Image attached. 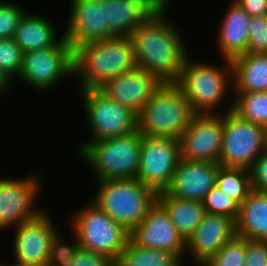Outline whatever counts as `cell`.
<instances>
[{
  "label": "cell",
  "mask_w": 267,
  "mask_h": 266,
  "mask_svg": "<svg viewBox=\"0 0 267 266\" xmlns=\"http://www.w3.org/2000/svg\"><path fill=\"white\" fill-rule=\"evenodd\" d=\"M1 92L4 93L5 91L0 87V93H1Z\"/></svg>",
  "instance_id": "obj_43"
},
{
  "label": "cell",
  "mask_w": 267,
  "mask_h": 266,
  "mask_svg": "<svg viewBox=\"0 0 267 266\" xmlns=\"http://www.w3.org/2000/svg\"><path fill=\"white\" fill-rule=\"evenodd\" d=\"M226 66L219 67L205 62H191L188 58L176 82L185 93L197 114L218 113L217 105L227 96L232 86L231 60L223 59ZM230 83V84H229Z\"/></svg>",
  "instance_id": "obj_6"
},
{
  "label": "cell",
  "mask_w": 267,
  "mask_h": 266,
  "mask_svg": "<svg viewBox=\"0 0 267 266\" xmlns=\"http://www.w3.org/2000/svg\"><path fill=\"white\" fill-rule=\"evenodd\" d=\"M236 235L251 240L267 241V193L252 189L239 206L235 221Z\"/></svg>",
  "instance_id": "obj_23"
},
{
  "label": "cell",
  "mask_w": 267,
  "mask_h": 266,
  "mask_svg": "<svg viewBox=\"0 0 267 266\" xmlns=\"http://www.w3.org/2000/svg\"><path fill=\"white\" fill-rule=\"evenodd\" d=\"M235 235L233 219L206 212L193 234L186 240V252L190 253L189 257H192L197 266H201Z\"/></svg>",
  "instance_id": "obj_20"
},
{
  "label": "cell",
  "mask_w": 267,
  "mask_h": 266,
  "mask_svg": "<svg viewBox=\"0 0 267 266\" xmlns=\"http://www.w3.org/2000/svg\"><path fill=\"white\" fill-rule=\"evenodd\" d=\"M51 21L41 14H27L21 18L16 27L13 40L21 47L23 53L59 46L65 41L64 34L58 39Z\"/></svg>",
  "instance_id": "obj_22"
},
{
  "label": "cell",
  "mask_w": 267,
  "mask_h": 266,
  "mask_svg": "<svg viewBox=\"0 0 267 266\" xmlns=\"http://www.w3.org/2000/svg\"><path fill=\"white\" fill-rule=\"evenodd\" d=\"M74 235V242L71 244L63 243L60 232L53 237L50 245V255L48 263L52 266H72L77 251L80 249V243L77 236ZM62 240V241H61Z\"/></svg>",
  "instance_id": "obj_32"
},
{
  "label": "cell",
  "mask_w": 267,
  "mask_h": 266,
  "mask_svg": "<svg viewBox=\"0 0 267 266\" xmlns=\"http://www.w3.org/2000/svg\"><path fill=\"white\" fill-rule=\"evenodd\" d=\"M143 23L130 35L137 66L163 82H177L188 58L179 30L166 16Z\"/></svg>",
  "instance_id": "obj_1"
},
{
  "label": "cell",
  "mask_w": 267,
  "mask_h": 266,
  "mask_svg": "<svg viewBox=\"0 0 267 266\" xmlns=\"http://www.w3.org/2000/svg\"><path fill=\"white\" fill-rule=\"evenodd\" d=\"M11 83L12 82L0 70V87L4 91H7L6 89H10Z\"/></svg>",
  "instance_id": "obj_39"
},
{
  "label": "cell",
  "mask_w": 267,
  "mask_h": 266,
  "mask_svg": "<svg viewBox=\"0 0 267 266\" xmlns=\"http://www.w3.org/2000/svg\"><path fill=\"white\" fill-rule=\"evenodd\" d=\"M232 107L233 101L228 111L223 113V139L218 163L221 167L249 170L264 153V128L241 118Z\"/></svg>",
  "instance_id": "obj_8"
},
{
  "label": "cell",
  "mask_w": 267,
  "mask_h": 266,
  "mask_svg": "<svg viewBox=\"0 0 267 266\" xmlns=\"http://www.w3.org/2000/svg\"><path fill=\"white\" fill-rule=\"evenodd\" d=\"M112 260L106 256L80 248L72 261V266H109Z\"/></svg>",
  "instance_id": "obj_37"
},
{
  "label": "cell",
  "mask_w": 267,
  "mask_h": 266,
  "mask_svg": "<svg viewBox=\"0 0 267 266\" xmlns=\"http://www.w3.org/2000/svg\"><path fill=\"white\" fill-rule=\"evenodd\" d=\"M23 62L21 47L12 39H0V70L11 81L17 77Z\"/></svg>",
  "instance_id": "obj_31"
},
{
  "label": "cell",
  "mask_w": 267,
  "mask_h": 266,
  "mask_svg": "<svg viewBox=\"0 0 267 266\" xmlns=\"http://www.w3.org/2000/svg\"><path fill=\"white\" fill-rule=\"evenodd\" d=\"M35 266H52L50 263H46V264H43V265H35Z\"/></svg>",
  "instance_id": "obj_42"
},
{
  "label": "cell",
  "mask_w": 267,
  "mask_h": 266,
  "mask_svg": "<svg viewBox=\"0 0 267 266\" xmlns=\"http://www.w3.org/2000/svg\"><path fill=\"white\" fill-rule=\"evenodd\" d=\"M232 110L254 124H267V91L236 93Z\"/></svg>",
  "instance_id": "obj_28"
},
{
  "label": "cell",
  "mask_w": 267,
  "mask_h": 266,
  "mask_svg": "<svg viewBox=\"0 0 267 266\" xmlns=\"http://www.w3.org/2000/svg\"><path fill=\"white\" fill-rule=\"evenodd\" d=\"M197 113L176 82H163L137 114L142 136L179 139Z\"/></svg>",
  "instance_id": "obj_3"
},
{
  "label": "cell",
  "mask_w": 267,
  "mask_h": 266,
  "mask_svg": "<svg viewBox=\"0 0 267 266\" xmlns=\"http://www.w3.org/2000/svg\"><path fill=\"white\" fill-rule=\"evenodd\" d=\"M250 17L267 15V0H234Z\"/></svg>",
  "instance_id": "obj_38"
},
{
  "label": "cell",
  "mask_w": 267,
  "mask_h": 266,
  "mask_svg": "<svg viewBox=\"0 0 267 266\" xmlns=\"http://www.w3.org/2000/svg\"><path fill=\"white\" fill-rule=\"evenodd\" d=\"M80 91L92 139L82 141L78 153L92 141L123 136L137 130V114L132 110L109 99L99 89Z\"/></svg>",
  "instance_id": "obj_9"
},
{
  "label": "cell",
  "mask_w": 267,
  "mask_h": 266,
  "mask_svg": "<svg viewBox=\"0 0 267 266\" xmlns=\"http://www.w3.org/2000/svg\"><path fill=\"white\" fill-rule=\"evenodd\" d=\"M25 13L16 4L0 1V39L13 38L16 27Z\"/></svg>",
  "instance_id": "obj_33"
},
{
  "label": "cell",
  "mask_w": 267,
  "mask_h": 266,
  "mask_svg": "<svg viewBox=\"0 0 267 266\" xmlns=\"http://www.w3.org/2000/svg\"><path fill=\"white\" fill-rule=\"evenodd\" d=\"M202 204L208 213L223 215L236 221L239 204L216 185L205 195Z\"/></svg>",
  "instance_id": "obj_30"
},
{
  "label": "cell",
  "mask_w": 267,
  "mask_h": 266,
  "mask_svg": "<svg viewBox=\"0 0 267 266\" xmlns=\"http://www.w3.org/2000/svg\"><path fill=\"white\" fill-rule=\"evenodd\" d=\"M109 266H121L117 261H112Z\"/></svg>",
  "instance_id": "obj_41"
},
{
  "label": "cell",
  "mask_w": 267,
  "mask_h": 266,
  "mask_svg": "<svg viewBox=\"0 0 267 266\" xmlns=\"http://www.w3.org/2000/svg\"><path fill=\"white\" fill-rule=\"evenodd\" d=\"M263 128H264V139H265V150H264V153L267 154V124Z\"/></svg>",
  "instance_id": "obj_40"
},
{
  "label": "cell",
  "mask_w": 267,
  "mask_h": 266,
  "mask_svg": "<svg viewBox=\"0 0 267 266\" xmlns=\"http://www.w3.org/2000/svg\"><path fill=\"white\" fill-rule=\"evenodd\" d=\"M161 83L156 76L137 67L108 80L98 89L109 99L138 114Z\"/></svg>",
  "instance_id": "obj_18"
},
{
  "label": "cell",
  "mask_w": 267,
  "mask_h": 266,
  "mask_svg": "<svg viewBox=\"0 0 267 266\" xmlns=\"http://www.w3.org/2000/svg\"><path fill=\"white\" fill-rule=\"evenodd\" d=\"M121 266H183V261L172 252L143 248L131 239L116 260Z\"/></svg>",
  "instance_id": "obj_26"
},
{
  "label": "cell",
  "mask_w": 267,
  "mask_h": 266,
  "mask_svg": "<svg viewBox=\"0 0 267 266\" xmlns=\"http://www.w3.org/2000/svg\"><path fill=\"white\" fill-rule=\"evenodd\" d=\"M180 160V142L173 137L142 136L136 179L157 194L164 192Z\"/></svg>",
  "instance_id": "obj_11"
},
{
  "label": "cell",
  "mask_w": 267,
  "mask_h": 266,
  "mask_svg": "<svg viewBox=\"0 0 267 266\" xmlns=\"http://www.w3.org/2000/svg\"><path fill=\"white\" fill-rule=\"evenodd\" d=\"M247 53H267V15L251 17Z\"/></svg>",
  "instance_id": "obj_34"
},
{
  "label": "cell",
  "mask_w": 267,
  "mask_h": 266,
  "mask_svg": "<svg viewBox=\"0 0 267 266\" xmlns=\"http://www.w3.org/2000/svg\"><path fill=\"white\" fill-rule=\"evenodd\" d=\"M216 186L240 205L252 190L249 170L220 167Z\"/></svg>",
  "instance_id": "obj_27"
},
{
  "label": "cell",
  "mask_w": 267,
  "mask_h": 266,
  "mask_svg": "<svg viewBox=\"0 0 267 266\" xmlns=\"http://www.w3.org/2000/svg\"><path fill=\"white\" fill-rule=\"evenodd\" d=\"M130 239L143 248L172 252L182 261L184 259L186 240L157 201L130 232Z\"/></svg>",
  "instance_id": "obj_15"
},
{
  "label": "cell",
  "mask_w": 267,
  "mask_h": 266,
  "mask_svg": "<svg viewBox=\"0 0 267 266\" xmlns=\"http://www.w3.org/2000/svg\"><path fill=\"white\" fill-rule=\"evenodd\" d=\"M222 139L223 113L196 114L179 138L180 158L218 163Z\"/></svg>",
  "instance_id": "obj_12"
},
{
  "label": "cell",
  "mask_w": 267,
  "mask_h": 266,
  "mask_svg": "<svg viewBox=\"0 0 267 266\" xmlns=\"http://www.w3.org/2000/svg\"><path fill=\"white\" fill-rule=\"evenodd\" d=\"M71 75H74L73 49L65 40L59 46L23 53L17 78L37 90L45 91Z\"/></svg>",
  "instance_id": "obj_10"
},
{
  "label": "cell",
  "mask_w": 267,
  "mask_h": 266,
  "mask_svg": "<svg viewBox=\"0 0 267 266\" xmlns=\"http://www.w3.org/2000/svg\"><path fill=\"white\" fill-rule=\"evenodd\" d=\"M246 238L235 235L201 266H244Z\"/></svg>",
  "instance_id": "obj_29"
},
{
  "label": "cell",
  "mask_w": 267,
  "mask_h": 266,
  "mask_svg": "<svg viewBox=\"0 0 267 266\" xmlns=\"http://www.w3.org/2000/svg\"><path fill=\"white\" fill-rule=\"evenodd\" d=\"M73 65V76H78L80 90L98 89L108 80L138 67L130 36H115L77 46L73 50Z\"/></svg>",
  "instance_id": "obj_2"
},
{
  "label": "cell",
  "mask_w": 267,
  "mask_h": 266,
  "mask_svg": "<svg viewBox=\"0 0 267 266\" xmlns=\"http://www.w3.org/2000/svg\"><path fill=\"white\" fill-rule=\"evenodd\" d=\"M39 176L30 178H0V230L28 221L41 211L35 207L41 189Z\"/></svg>",
  "instance_id": "obj_14"
},
{
  "label": "cell",
  "mask_w": 267,
  "mask_h": 266,
  "mask_svg": "<svg viewBox=\"0 0 267 266\" xmlns=\"http://www.w3.org/2000/svg\"><path fill=\"white\" fill-rule=\"evenodd\" d=\"M70 1V19L63 34L73 50L86 42L115 37L108 30L102 0Z\"/></svg>",
  "instance_id": "obj_17"
},
{
  "label": "cell",
  "mask_w": 267,
  "mask_h": 266,
  "mask_svg": "<svg viewBox=\"0 0 267 266\" xmlns=\"http://www.w3.org/2000/svg\"><path fill=\"white\" fill-rule=\"evenodd\" d=\"M244 266H267V241L246 239Z\"/></svg>",
  "instance_id": "obj_35"
},
{
  "label": "cell",
  "mask_w": 267,
  "mask_h": 266,
  "mask_svg": "<svg viewBox=\"0 0 267 266\" xmlns=\"http://www.w3.org/2000/svg\"><path fill=\"white\" fill-rule=\"evenodd\" d=\"M142 134H130L90 142L79 154L90 163L97 181L136 178Z\"/></svg>",
  "instance_id": "obj_5"
},
{
  "label": "cell",
  "mask_w": 267,
  "mask_h": 266,
  "mask_svg": "<svg viewBox=\"0 0 267 266\" xmlns=\"http://www.w3.org/2000/svg\"><path fill=\"white\" fill-rule=\"evenodd\" d=\"M48 214L41 211L34 218L15 227L14 258L16 263L8 266H35L48 263L50 245L57 234Z\"/></svg>",
  "instance_id": "obj_13"
},
{
  "label": "cell",
  "mask_w": 267,
  "mask_h": 266,
  "mask_svg": "<svg viewBox=\"0 0 267 266\" xmlns=\"http://www.w3.org/2000/svg\"><path fill=\"white\" fill-rule=\"evenodd\" d=\"M219 163L189 161L180 158L164 193L179 199L202 202L216 185Z\"/></svg>",
  "instance_id": "obj_19"
},
{
  "label": "cell",
  "mask_w": 267,
  "mask_h": 266,
  "mask_svg": "<svg viewBox=\"0 0 267 266\" xmlns=\"http://www.w3.org/2000/svg\"><path fill=\"white\" fill-rule=\"evenodd\" d=\"M71 220L80 248L116 261L130 239V231L115 222L94 202L83 206Z\"/></svg>",
  "instance_id": "obj_7"
},
{
  "label": "cell",
  "mask_w": 267,
  "mask_h": 266,
  "mask_svg": "<svg viewBox=\"0 0 267 266\" xmlns=\"http://www.w3.org/2000/svg\"><path fill=\"white\" fill-rule=\"evenodd\" d=\"M93 202L130 232L157 201V193L138 179L97 181Z\"/></svg>",
  "instance_id": "obj_4"
},
{
  "label": "cell",
  "mask_w": 267,
  "mask_h": 266,
  "mask_svg": "<svg viewBox=\"0 0 267 266\" xmlns=\"http://www.w3.org/2000/svg\"><path fill=\"white\" fill-rule=\"evenodd\" d=\"M236 93L267 91V53H246L231 60Z\"/></svg>",
  "instance_id": "obj_24"
},
{
  "label": "cell",
  "mask_w": 267,
  "mask_h": 266,
  "mask_svg": "<svg viewBox=\"0 0 267 266\" xmlns=\"http://www.w3.org/2000/svg\"><path fill=\"white\" fill-rule=\"evenodd\" d=\"M157 202L165 209L185 240L193 234L206 213L202 202L179 199L164 192L157 194Z\"/></svg>",
  "instance_id": "obj_25"
},
{
  "label": "cell",
  "mask_w": 267,
  "mask_h": 266,
  "mask_svg": "<svg viewBox=\"0 0 267 266\" xmlns=\"http://www.w3.org/2000/svg\"><path fill=\"white\" fill-rule=\"evenodd\" d=\"M251 17L233 0L219 27L217 48L223 59L247 53L249 45V23Z\"/></svg>",
  "instance_id": "obj_21"
},
{
  "label": "cell",
  "mask_w": 267,
  "mask_h": 266,
  "mask_svg": "<svg viewBox=\"0 0 267 266\" xmlns=\"http://www.w3.org/2000/svg\"><path fill=\"white\" fill-rule=\"evenodd\" d=\"M108 30L114 36H130L137 26L155 20L169 0H102Z\"/></svg>",
  "instance_id": "obj_16"
},
{
  "label": "cell",
  "mask_w": 267,
  "mask_h": 266,
  "mask_svg": "<svg viewBox=\"0 0 267 266\" xmlns=\"http://www.w3.org/2000/svg\"><path fill=\"white\" fill-rule=\"evenodd\" d=\"M252 189L267 191V154H261L249 169Z\"/></svg>",
  "instance_id": "obj_36"
}]
</instances>
